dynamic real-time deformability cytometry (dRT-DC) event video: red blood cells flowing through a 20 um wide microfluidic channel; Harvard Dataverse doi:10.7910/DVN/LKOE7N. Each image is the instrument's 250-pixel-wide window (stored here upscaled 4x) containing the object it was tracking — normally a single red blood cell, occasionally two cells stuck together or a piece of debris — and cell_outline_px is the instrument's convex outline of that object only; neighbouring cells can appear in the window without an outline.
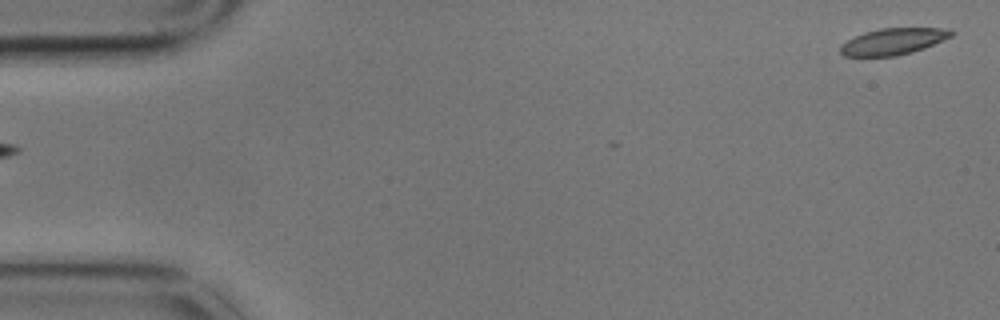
{"species": "common noctule bat (a hibernating species)", "species_latin": "Nyctalus noctula", "temperature_condition": "cold", "stored_images_in_passage": 5, "segment_of_instrument_passage": [2, 2], "camera_frame_rate_fps": 3000, "um_per_image_px": 0.085, "animal": {"sex": "male", "body_mass_g": 17.9}, "frame": {"image": 1, "passage_image": 5, "time_ms": 1.333, "image_size_px": [1000, 320], "cell_outline_px": [[956, 32], [952, 36], [924, 48], [912, 52], [896, 56], [844, 56], [840, 52], [840, 44], [864, 32], [880, 28], [948, 28]], "centroid_in_image_um": [75.93, 3.52], "position_along_channel_um": 9.1, "area_um2": 17.11}}